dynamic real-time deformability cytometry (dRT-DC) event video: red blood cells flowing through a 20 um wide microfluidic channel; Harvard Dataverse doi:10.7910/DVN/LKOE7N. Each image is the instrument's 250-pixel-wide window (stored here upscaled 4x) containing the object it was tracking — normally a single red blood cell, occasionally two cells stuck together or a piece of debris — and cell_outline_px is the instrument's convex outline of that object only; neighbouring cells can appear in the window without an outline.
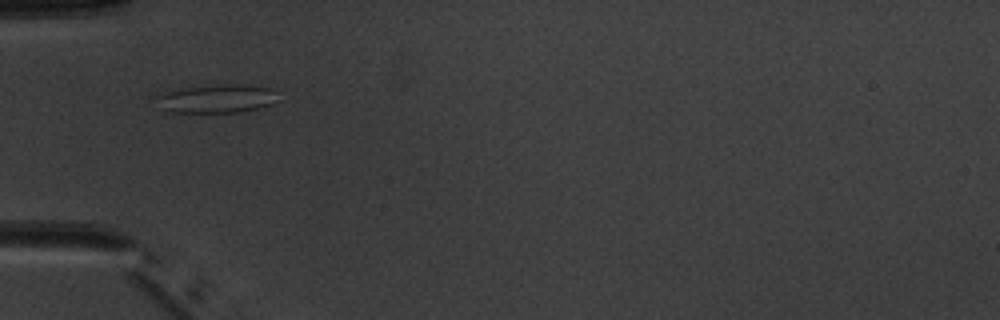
{"species": "common noctule bat (a hibernating species)", "species_latin": "Nyctalus noctula", "temperature_condition": "warm", "stored_images_in_passage": 8, "camera_frame_rate_fps": 3000, "um_per_image_px": 0.085, "animal": {"sex": "male", "body_mass_g": 20.1, "forearm_length_mm": 53.5}, "frame": {"image": 1, "passage_image": 5, "time_ms": 5.667, "image_size_px": [1000, 320], "cell_outline_px": [[280, 100], [272, 104], [240, 112], [172, 112], [160, 108], [152, 96], [156, 92], [184, 88], [232, 84], [236, 84], [268, 88], [276, 92]], "centroid_in_image_um": [18.33, 8.39], "position_along_channel_um": 66.7, "area_um2": 20.29}}
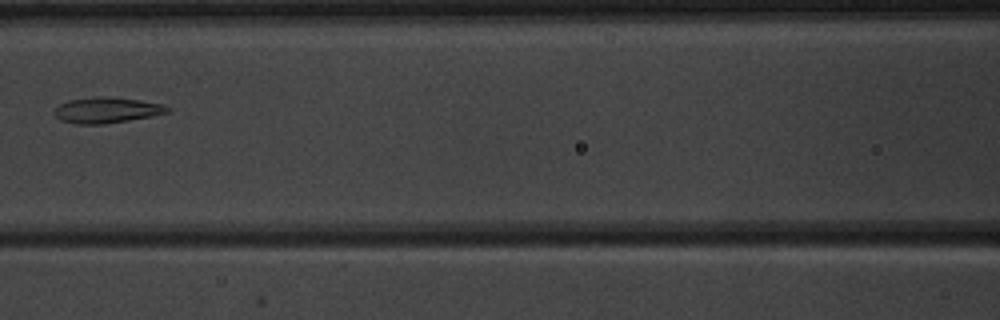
{"frame": {"image": 2, "passage_image": 7, "time_ms": 8.0, "image_size_px": [1000, 320], "cell_outline_px": [[168, 112], [152, 116], [104, 124], [76, 124], [60, 120], [52, 112], [60, 104], [68, 100], [96, 96], [108, 96], [140, 100], [164, 104], [168, 108]], "centroid_in_image_um": [9.04, 9.35], "position_along_channel_um": 157.6, "area_um2": 16.99}}
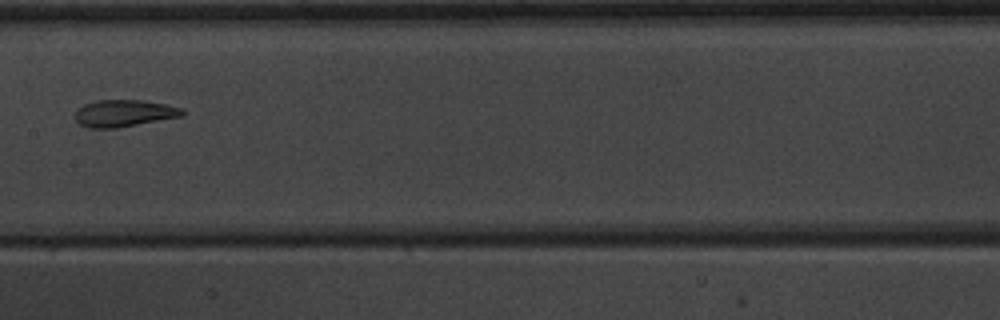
{"frame": {"image": 3, "passage_image": 8, "time_ms": 9.0, "image_size_px": [1000, 320], "cell_outline_px": [[184, 116], [116, 128], [88, 128], [80, 124], [76, 120], [76, 112], [84, 104], [96, 100], [144, 100], [184, 108]], "centroid_in_image_um": [10.57, 9.62], "position_along_channel_um": 196.8, "area_um2": 16.82}}